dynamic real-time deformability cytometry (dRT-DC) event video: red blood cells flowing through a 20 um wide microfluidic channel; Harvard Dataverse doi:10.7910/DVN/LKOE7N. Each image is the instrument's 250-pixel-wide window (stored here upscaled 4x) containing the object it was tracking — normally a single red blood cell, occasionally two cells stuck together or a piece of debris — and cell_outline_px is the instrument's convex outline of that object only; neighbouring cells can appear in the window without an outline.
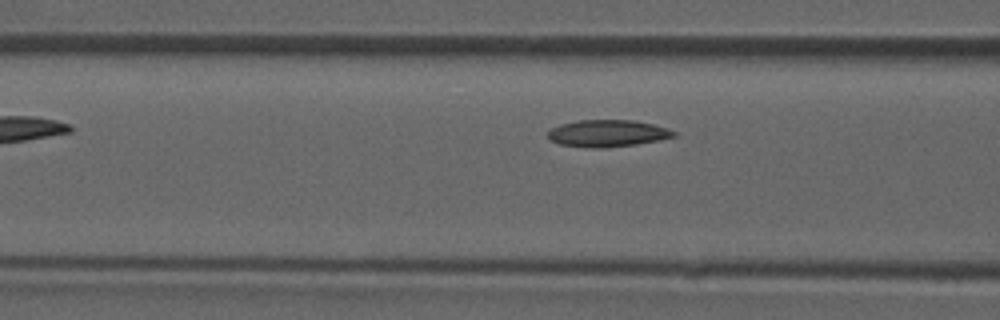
{"species": "common noctule bat (a hibernating species)", "species_latin": "Nyctalus noctula", "temperature_condition": "room temperature", "stored_images_in_passage": 7, "camera_frame_rate_fps": 3000, "um_per_image_px": 0.085, "animal": {"sex": "male", "forearm_length_mm": 52.5}, "frame": {"image": 1, "passage_image": 5, "time_ms": 1.333, "image_size_px": [1000, 320], "cell_outline_px": [[676, 136], [636, 144], [600, 148], [588, 148], [560, 144], [552, 140], [548, 136], [548, 132], [552, 128], [560, 124], [580, 120], [636, 120], [668, 128], [676, 132]], "centroid_in_image_um": [51.64, 11.33], "position_along_channel_um": 115.0, "area_um2": 19.59}}